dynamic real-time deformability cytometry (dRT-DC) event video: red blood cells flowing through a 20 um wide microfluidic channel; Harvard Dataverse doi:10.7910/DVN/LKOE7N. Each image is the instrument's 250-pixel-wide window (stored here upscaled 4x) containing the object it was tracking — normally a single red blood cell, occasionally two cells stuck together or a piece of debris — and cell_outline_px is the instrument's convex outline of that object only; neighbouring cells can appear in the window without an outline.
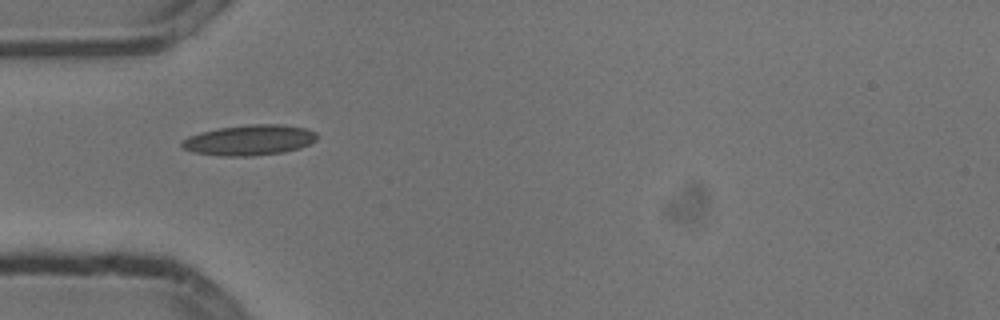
{"species": "common noctule bat (a hibernating species)", "species_latin": "Nyctalus noctula", "temperature_condition": "cold", "stored_images_in_passage": 1, "camera_frame_rate_fps": 3000, "um_per_image_px": 0.085, "animal": {"sex": "male", "body_mass_g": 13.3}, "frame": {"image": 1, "passage_image": 1, "time_ms": 0.0, "image_size_px": [1000, 320], "cell_outline_px": [[316, 140], [300, 148], [284, 152], [248, 156], [220, 156], [192, 152], [180, 148], [180, 140], [188, 136], [200, 132], [220, 128], [248, 124], [284, 124], [304, 128], [316, 132]], "centroid_in_image_um": [21.14, 11.91], "position_along_channel_um": 63.9, "area_um2": 24.16}}